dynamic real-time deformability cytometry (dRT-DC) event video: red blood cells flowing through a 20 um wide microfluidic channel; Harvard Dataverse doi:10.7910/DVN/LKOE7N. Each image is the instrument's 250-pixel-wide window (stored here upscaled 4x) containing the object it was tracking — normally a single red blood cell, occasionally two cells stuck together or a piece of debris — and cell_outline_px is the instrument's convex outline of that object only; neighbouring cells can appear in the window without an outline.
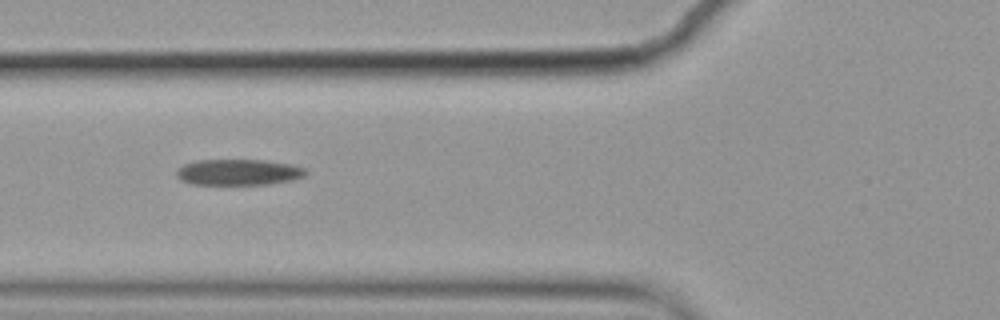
{"species": "common noctule bat (a hibernating species)", "species_latin": "Nyctalus noctula", "temperature_condition": "cold", "stored_images_in_passage": 3, "camera_frame_rate_fps": 3000, "um_per_image_px": 0.085, "animal": {"sex": "female", "body_mass_g": 19.9}, "frame": {"image": 1, "passage_image": 2, "time_ms": 0.333, "image_size_px": [1000, 320], "cell_outline_px": [[308, 172], [304, 176], [292, 180], [268, 184], [192, 184], [180, 180], [176, 176], [176, 168], [184, 164], [196, 160], [264, 160], [292, 164], [304, 168]], "centroid_in_image_um": [20.25, 14.63], "position_along_channel_um": 105.6, "area_um2": 19.65}}
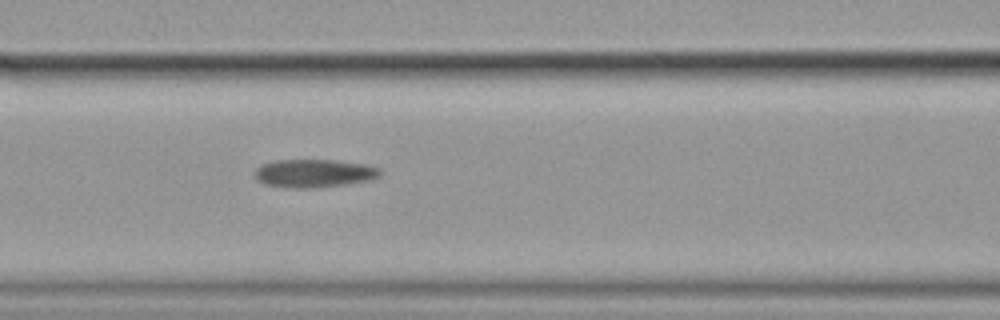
{"frame": {"image": 2, "passage_image": 3, "time_ms": 0.667, "image_size_px": [1000, 320], "cell_outline_px": [[380, 176], [368, 180], [344, 184], [316, 188], [296, 188], [268, 184], [256, 180], [256, 168], [264, 164], [276, 160], [336, 160], [364, 164], [380, 168]], "centroid_in_image_um": [26.72, 14.72], "position_along_channel_um": 139.9, "area_um2": 20.23}}